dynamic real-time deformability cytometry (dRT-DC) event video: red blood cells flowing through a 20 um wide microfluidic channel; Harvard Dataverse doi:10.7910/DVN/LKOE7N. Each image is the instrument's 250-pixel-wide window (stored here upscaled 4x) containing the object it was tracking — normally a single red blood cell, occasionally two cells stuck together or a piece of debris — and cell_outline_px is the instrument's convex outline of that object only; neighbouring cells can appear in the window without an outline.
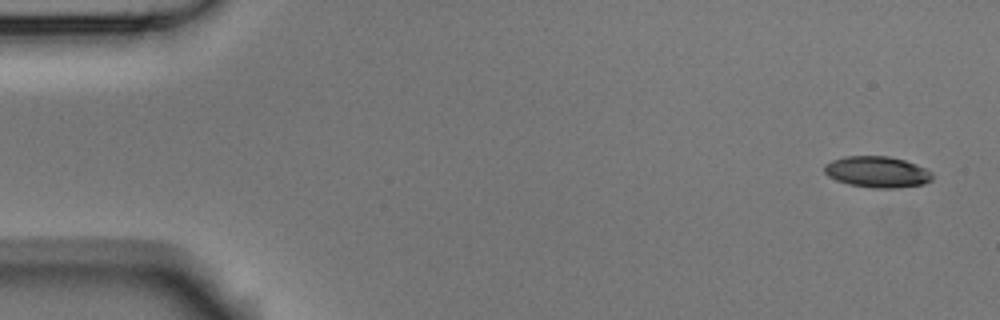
{"species": "Egyptian fruit bat (a non-hibernating species)", "species_latin": "Rousettus aegyptiacus", "temperature_condition": "room temperature", "stored_images_in_passage": 8, "camera_frame_rate_fps": 3000, "um_per_image_px": 0.085, "animal": {"sex": "male"}, "frame": {"image": 1, "passage_image": 1, "time_ms": 0.0, "image_size_px": [1000, 320], "cell_outline_px": [[932, 180], [924, 184], [900, 188], [872, 188], [848, 184], [836, 180], [828, 176], [824, 172], [824, 164], [832, 160], [844, 156], [888, 156], [904, 160], [916, 164], [932, 172]], "centroid_in_image_um": [74.55, 14.62], "position_along_channel_um": 10.4, "area_um2": 19.77}}
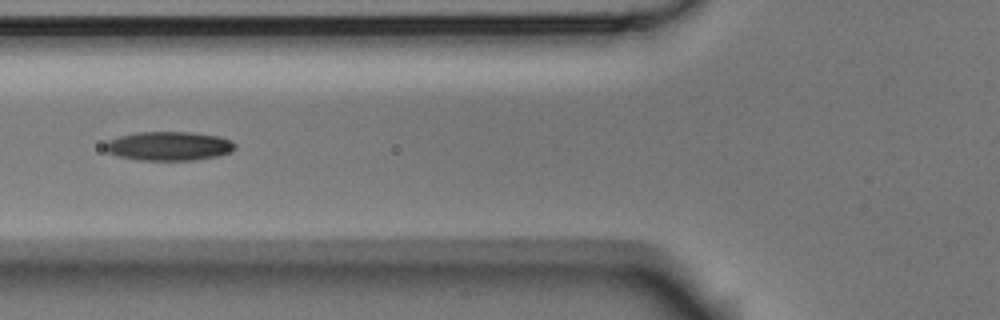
{"frame": {"image": 2, "passage_image": 6, "time_ms": 1.667, "image_size_px": [1000, 320], "cell_outline_px": [[236, 148], [232, 152], [216, 156], [196, 160], [136, 160], [116, 156], [108, 152], [104, 148], [104, 144], [108, 140], [116, 136], [136, 132], [192, 132], [220, 136], [232, 140], [236, 144]], "centroid_in_image_um": [14.35, 12.41], "position_along_channel_um": 111.5, "area_um2": 22.37}}
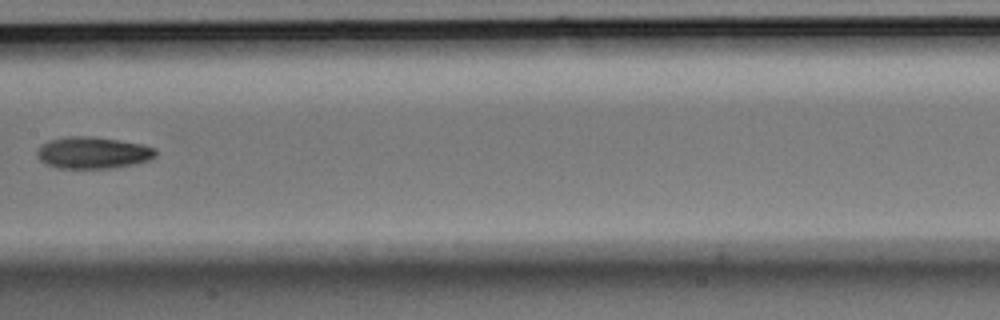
{"frame": {"image": 3, "passage_image": 8, "time_ms": 2.333, "image_size_px": [1000, 320], "cell_outline_px": [[156, 156], [148, 160], [132, 164], [112, 168], [60, 168], [48, 164], [40, 160], [36, 156], [36, 152], [40, 144], [48, 140], [68, 136], [92, 136], [120, 140], [140, 144], [156, 148]], "centroid_in_image_um": [7.86, 12.97], "position_along_channel_um": 199.5, "area_um2": 21.96}}